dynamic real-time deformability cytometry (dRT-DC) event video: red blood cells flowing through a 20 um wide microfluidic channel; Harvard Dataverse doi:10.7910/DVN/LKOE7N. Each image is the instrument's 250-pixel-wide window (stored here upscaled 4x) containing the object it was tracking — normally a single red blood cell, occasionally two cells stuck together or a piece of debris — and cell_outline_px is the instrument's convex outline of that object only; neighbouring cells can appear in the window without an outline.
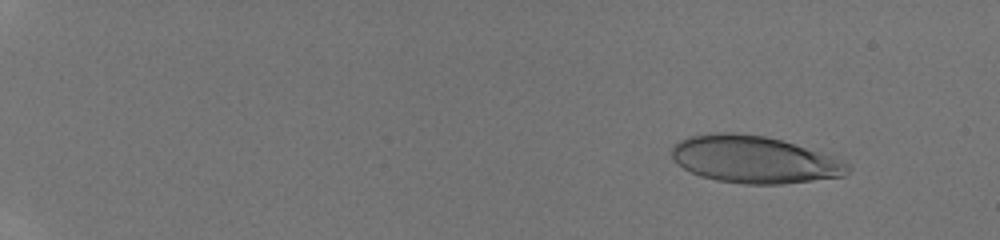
{"species": "human", "species_latin": "Homo sapiens", "temperature_condition": "room temperature", "stored_images_in_passage": 31, "camera_frame_rate_fps": 3000, "um_per_image_px": 0.085, "donor": {"sex": "male"}, "frame": {"image": 1, "passage_image": 1, "time_ms": 0.0, "image_size_px": [1000, 240], "cell_outline_px": [[852, 168], [844, 176], [780, 184], [744, 184], [716, 180], [700, 176], [676, 164], [672, 160], [668, 152], [680, 140], [688, 136], [708, 132], [736, 132], [764, 136], [780, 140], [820, 152], [832, 156], [848, 164]], "centroid_in_image_um": [64.03, 13.55], "position_along_channel_um": 21.0, "area_um2": 48.49}}
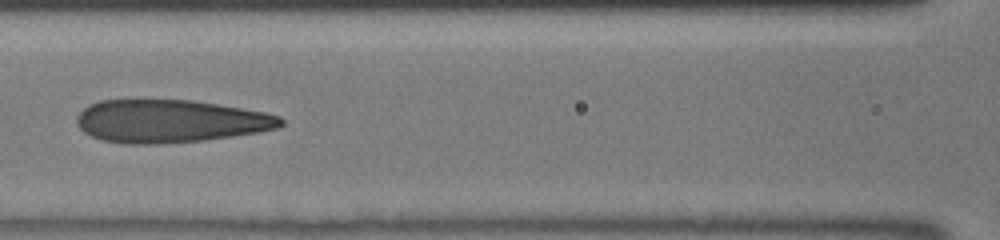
{"frame": {"image": 2, "passage_image": 20, "time_ms": 6.333, "image_size_px": [1000, 240], "cell_outline_px": [[284, 124], [276, 128], [260, 132], [204, 140], [160, 144], [128, 144], [100, 140], [84, 132], [76, 124], [76, 116], [88, 104], [100, 100], [192, 100], [264, 112], [280, 116], [284, 120]], "centroid_in_image_um": [14.43, 10.3], "position_along_channel_um": 152.2, "area_um2": 51.04}}
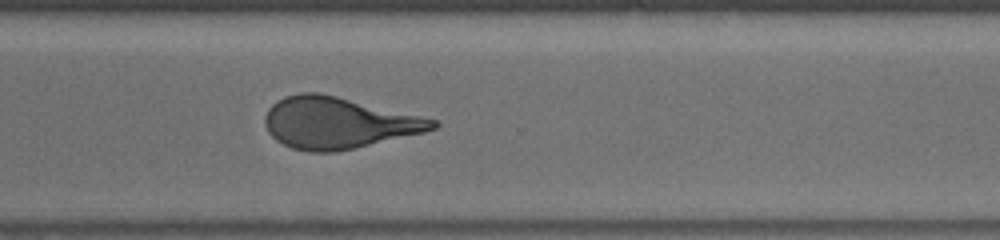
{"frame": {"image": 3, "passage_image": 31, "time_ms": 10.0, "image_size_px": [1000, 240], "cell_outline_px": [[440, 124], [436, 128], [424, 132], [352, 148], [332, 152], [308, 152], [292, 148], [276, 140], [268, 132], [264, 124], [264, 116], [268, 108], [276, 100], [284, 96], [300, 92], [320, 92], [436, 120]], "centroid_in_image_um": [28.66, 10.43], "position_along_channel_um": 341.9, "area_um2": 49.88}}